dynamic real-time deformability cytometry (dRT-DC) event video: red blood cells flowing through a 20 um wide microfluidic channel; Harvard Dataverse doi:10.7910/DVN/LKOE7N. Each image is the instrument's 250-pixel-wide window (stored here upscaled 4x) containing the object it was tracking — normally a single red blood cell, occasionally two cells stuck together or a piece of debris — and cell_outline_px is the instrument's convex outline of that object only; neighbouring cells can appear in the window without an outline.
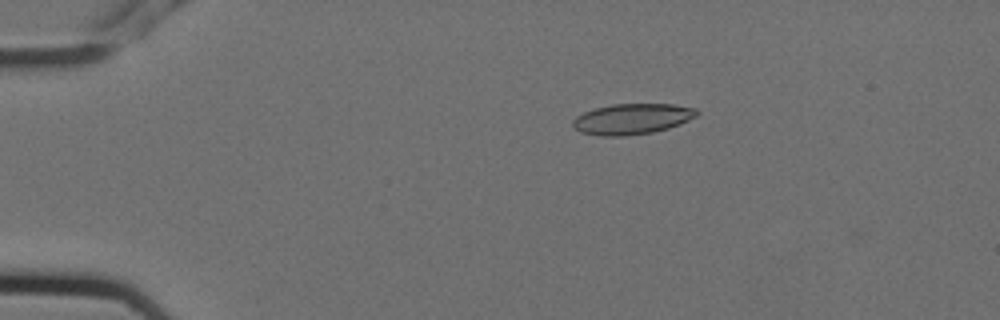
{"species": "Egyptian fruit bat (a non-hibernating species)", "species_latin": "Rousettus aegyptiacus", "temperature_condition": "cold", "stored_images_in_passage": 6, "camera_frame_rate_fps": 3000, "um_per_image_px": 0.085, "animal": {"sex": "female"}, "frame": {"image": 1, "passage_image": 2, "time_ms": 0.333, "image_size_px": [1000, 320], "cell_outline_px": [[700, 112], [696, 116], [680, 124], [668, 128], [652, 132], [624, 136], [600, 136], [580, 132], [572, 124], [572, 120], [576, 116], [592, 108], [612, 104], [676, 104], [696, 108]], "centroid_in_image_um": [53.72, 10.1], "position_along_channel_um": 31.3, "area_um2": 22.31}}
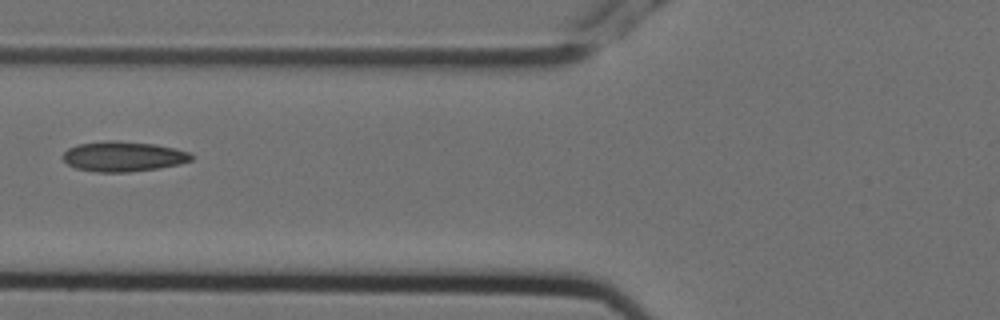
{"frame": {"image": 2, "passage_image": 5, "time_ms": 1.333, "image_size_px": [1000, 320], "cell_outline_px": [[192, 160], [180, 164], [160, 168], [128, 172], [96, 172], [76, 168], [68, 164], [64, 160], [64, 152], [68, 148], [76, 144], [104, 140], [116, 140], [156, 144], [176, 148], [188, 152], [192, 156]], "centroid_in_image_um": [10.48, 13.29], "position_along_channel_um": 115.3, "area_um2": 22.72}}
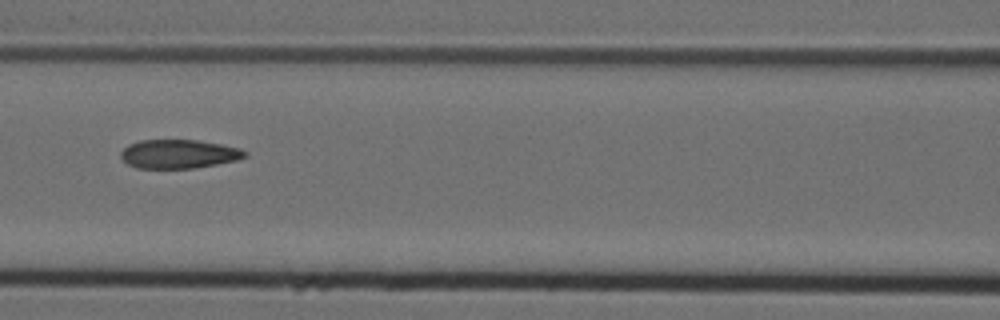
{"frame": {"image": 3, "passage_image": 6, "time_ms": 1.667, "image_size_px": [1000, 320], "cell_outline_px": [[248, 156], [236, 160], [196, 168], [136, 168], [128, 164], [120, 156], [120, 152], [128, 144], [140, 140], [196, 140], [220, 144], [240, 148], [248, 152]], "centroid_in_image_um": [15.19, 13.09], "position_along_channel_um": 151.4, "area_um2": 20.87}}